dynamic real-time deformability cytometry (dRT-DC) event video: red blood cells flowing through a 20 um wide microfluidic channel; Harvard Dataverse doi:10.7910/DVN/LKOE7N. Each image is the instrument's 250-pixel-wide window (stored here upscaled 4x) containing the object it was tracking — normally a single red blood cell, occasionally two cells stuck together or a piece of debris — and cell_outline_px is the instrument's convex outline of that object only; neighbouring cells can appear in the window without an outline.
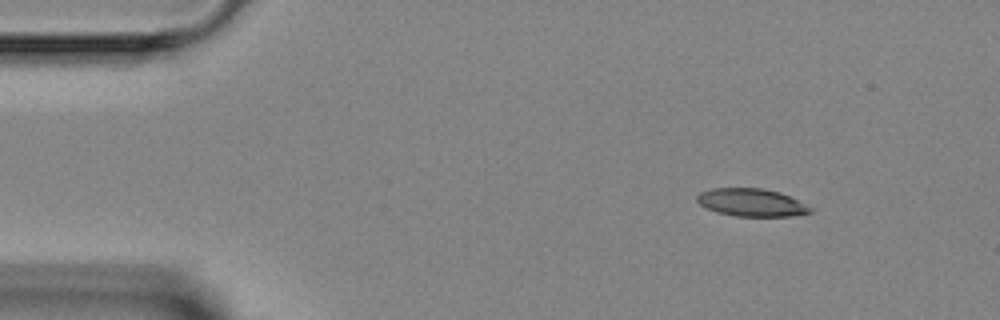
{"species": "Egyptian fruit bat (a non-hibernating species)", "species_latin": "Rousettus aegyptiacus", "temperature_condition": "room temperature", "stored_images_in_passage": 3, "camera_frame_rate_fps": 3000, "um_per_image_px": 0.085, "animal": {"sex": "female"}, "frame": {"image": 1, "passage_image": 1, "time_ms": 0.0, "image_size_px": [1000, 320], "cell_outline_px": [[812, 212], [792, 216], [736, 216], [716, 212], [700, 204], [696, 200], [696, 196], [700, 192], [712, 188], [764, 188], [780, 192], [812, 208]], "centroid_in_image_um": [63.85, 17.21], "position_along_channel_um": 21.2, "area_um2": 18.21}}